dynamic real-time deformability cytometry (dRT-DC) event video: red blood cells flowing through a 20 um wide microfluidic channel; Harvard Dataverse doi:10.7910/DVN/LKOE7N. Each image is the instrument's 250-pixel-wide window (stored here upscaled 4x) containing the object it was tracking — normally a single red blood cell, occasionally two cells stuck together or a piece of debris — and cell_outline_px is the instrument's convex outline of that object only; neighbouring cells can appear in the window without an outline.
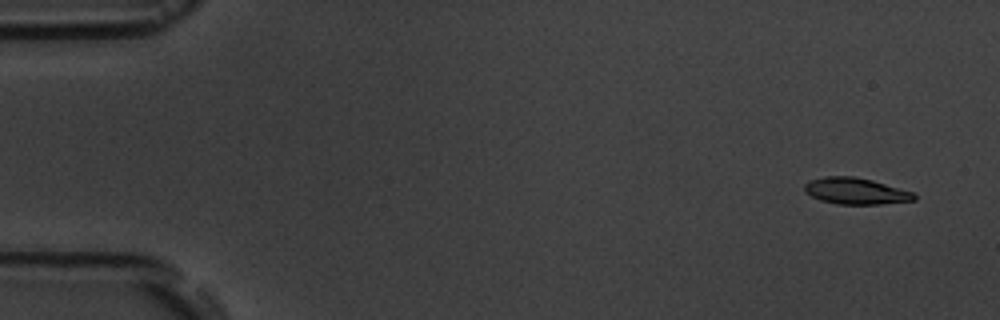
{"species": "common noctule bat (a hibernating species)", "species_latin": "Nyctalus noctula", "temperature_condition": "room temperature", "stored_images_in_passage": 6, "camera_frame_rate_fps": 3000, "um_per_image_px": 0.085, "animal": {"sex": "male", "body_mass_g": 19.5, "forearm_length_mm": 54.6}, "frame": {"image": 1, "passage_image": 1, "time_ms": 0.0, "image_size_px": [1000, 320], "cell_outline_px": [[916, 200], [880, 204], [836, 204], [820, 200], [804, 192], [804, 184], [812, 180], [824, 176], [852, 176], [872, 180], [912, 192], [916, 196]], "centroid_in_image_um": [72.71, 16.24], "position_along_channel_um": 12.3, "area_um2": 16.76}}
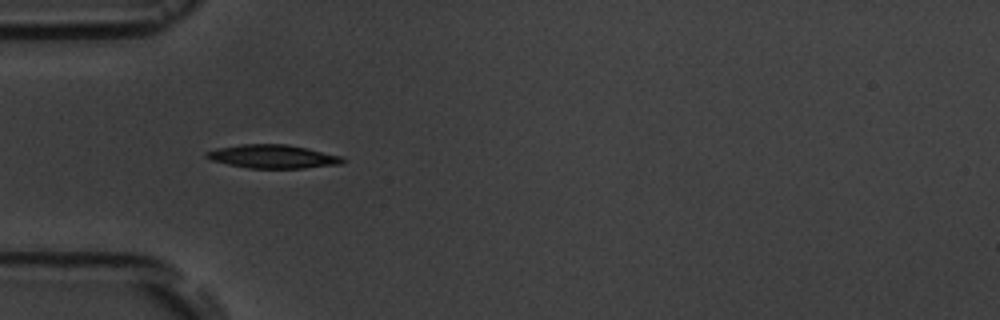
{"frame": {"image": 2, "passage_image": 5, "time_ms": 4.667, "image_size_px": [1000, 320], "cell_outline_px": [[344, 160], [340, 164], [304, 168], [248, 168], [228, 164], [212, 160], [204, 156], [204, 152], [216, 148], [240, 144], [288, 144], [344, 156]], "centroid_in_image_um": [23.17, 13.29], "position_along_channel_um": 61.8, "area_um2": 18.73}}
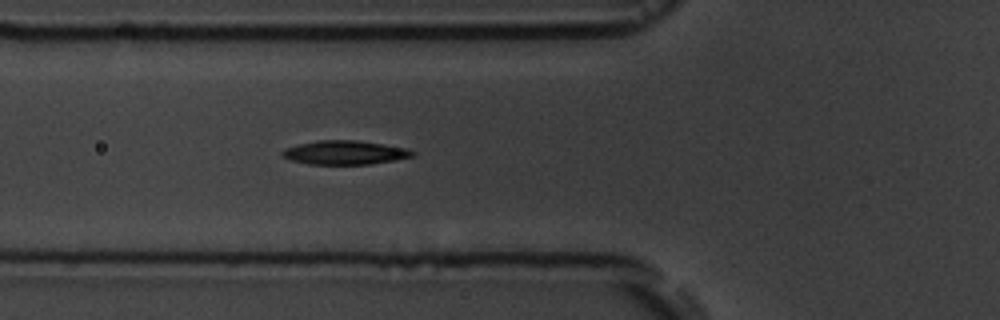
{"frame": {"image": 3, "passage_image": 6, "time_ms": 5.667, "image_size_px": [1000, 320], "cell_outline_px": [[416, 152], [412, 156], [396, 160], [368, 164], [308, 164], [292, 160], [284, 156], [280, 152], [284, 148], [296, 144], [316, 140], [356, 140], [384, 144], [408, 148]], "centroid_in_image_um": [29.3, 12.95], "position_along_channel_um": 96.5, "area_um2": 18.21}}